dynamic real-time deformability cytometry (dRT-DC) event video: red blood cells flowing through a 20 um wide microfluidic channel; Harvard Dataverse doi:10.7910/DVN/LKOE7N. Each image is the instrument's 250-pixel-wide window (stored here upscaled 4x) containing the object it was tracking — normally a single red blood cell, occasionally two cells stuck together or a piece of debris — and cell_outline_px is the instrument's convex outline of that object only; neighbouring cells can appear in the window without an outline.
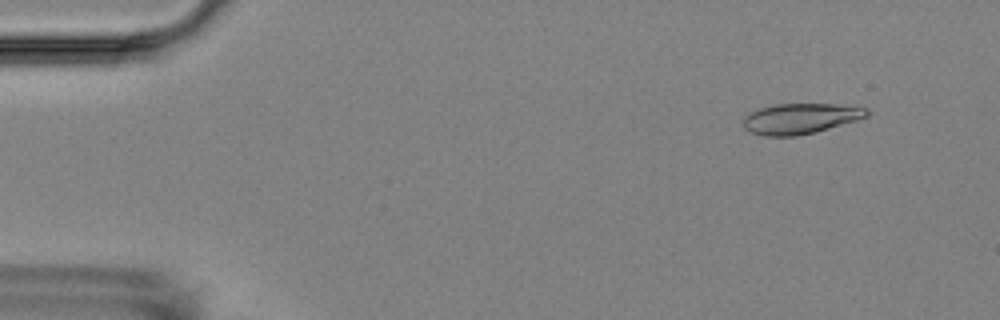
{"species": "Egyptian fruit bat (a non-hibernating species)", "species_latin": "Rousettus aegyptiacus", "temperature_condition": "room temperature", "stored_images_in_passage": 5, "camera_frame_rate_fps": 3000, "um_per_image_px": 0.085, "animal": {"sex": "female"}, "frame": {"image": 1, "passage_image": 2, "time_ms": 1.333, "image_size_px": [1000, 320], "cell_outline_px": [[868, 116], [856, 120], [816, 132], [796, 136], [764, 136], [752, 132], [744, 128], [744, 116], [760, 108], [776, 104], [836, 104], [868, 108]], "centroid_in_image_um": [68.04, 10.08], "position_along_channel_um": 17.0, "area_um2": 21.79}}
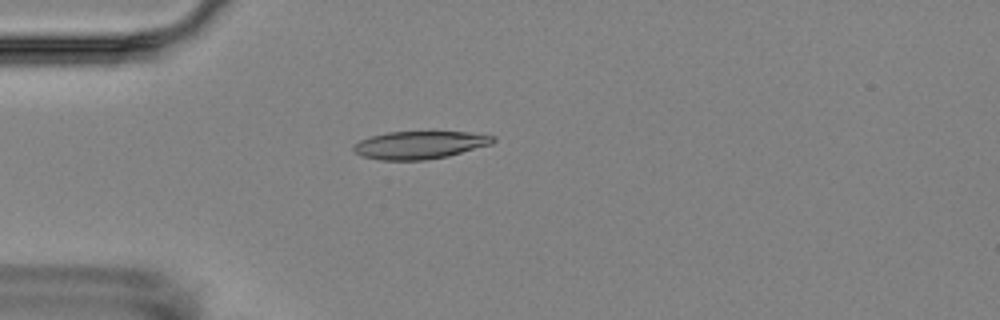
{"frame": {"image": 2, "passage_image": 5, "time_ms": 4.667, "image_size_px": [1000, 320], "cell_outline_px": [[496, 140], [492, 144], [448, 156], [424, 160], [380, 160], [364, 156], [352, 152], [352, 148], [360, 140], [372, 136], [388, 132], [468, 132], [496, 136]], "centroid_in_image_um": [35.69, 12.32], "position_along_channel_um": 49.3, "area_um2": 22.48}}